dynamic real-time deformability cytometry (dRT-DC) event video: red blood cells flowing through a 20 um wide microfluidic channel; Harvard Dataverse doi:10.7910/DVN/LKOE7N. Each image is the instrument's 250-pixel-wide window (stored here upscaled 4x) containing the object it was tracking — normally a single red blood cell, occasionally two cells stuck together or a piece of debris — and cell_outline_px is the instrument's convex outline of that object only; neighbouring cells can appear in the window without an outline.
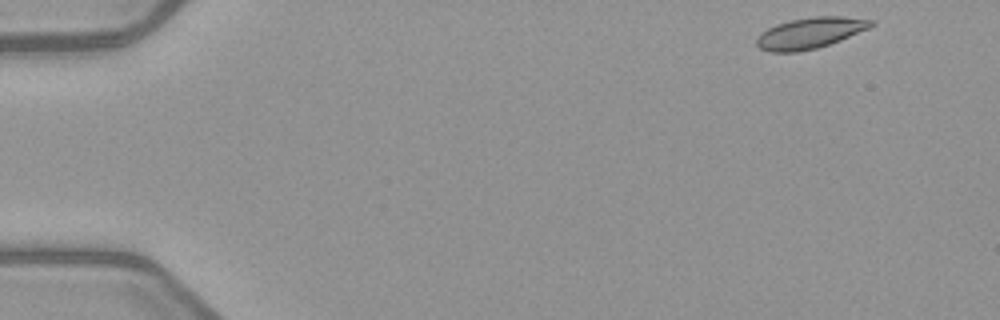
{"species": "common noctule bat (a hibernating species)", "species_latin": "Nyctalus noctula", "temperature_condition": "warm", "stored_images_in_passage": 4, "camera_frame_rate_fps": 3000, "um_per_image_px": 0.085, "animal": {"sex": "female", "body_mass_g": 21.9}, "frame": {"image": 1, "passage_image": 1, "time_ms": 0.0, "image_size_px": [1000, 320], "cell_outline_px": [[876, 24], [868, 28], [840, 40], [816, 48], [800, 52], [768, 52], [760, 48], [756, 44], [756, 36], [760, 32], [776, 24], [788, 20], [816, 16], [844, 16], [876, 20]], "centroid_in_image_um": [68.83, 2.8], "position_along_channel_um": 16.2, "area_um2": 20.87}}
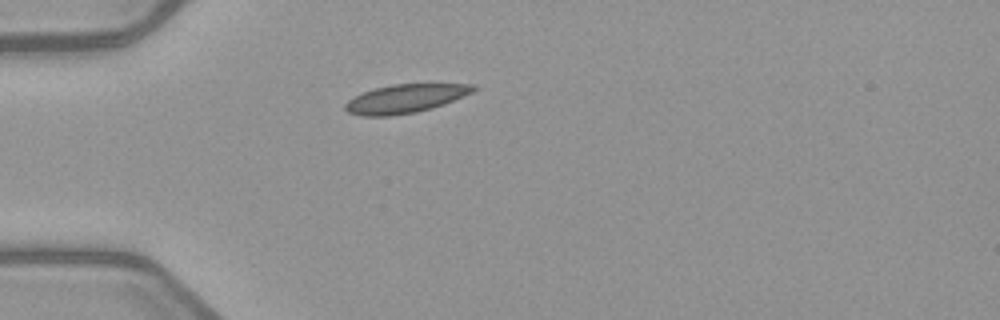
{"frame": {"image": 2, "passage_image": 4, "time_ms": 3.667, "image_size_px": [1000, 320], "cell_outline_px": [[476, 88], [472, 92], [444, 104], [432, 108], [416, 112], [388, 116], [360, 116], [348, 112], [344, 108], [344, 104], [348, 100], [364, 92], [376, 88], [392, 84], [476, 84]], "centroid_in_image_um": [34.43, 8.39], "position_along_channel_um": 50.6, "area_um2": 21.15}}